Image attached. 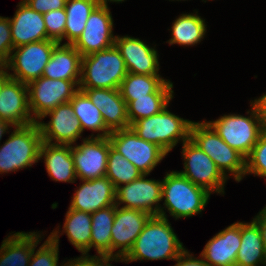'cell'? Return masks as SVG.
I'll return each instance as SVG.
<instances>
[{
    "mask_svg": "<svg viewBox=\"0 0 266 266\" xmlns=\"http://www.w3.org/2000/svg\"><path fill=\"white\" fill-rule=\"evenodd\" d=\"M184 250L168 219L157 215L149 218L123 259L126 263L138 260H175Z\"/></svg>",
    "mask_w": 266,
    "mask_h": 266,
    "instance_id": "cell-1",
    "label": "cell"
},
{
    "mask_svg": "<svg viewBox=\"0 0 266 266\" xmlns=\"http://www.w3.org/2000/svg\"><path fill=\"white\" fill-rule=\"evenodd\" d=\"M210 194L205 188L195 185L179 171H171L162 180V200L159 216L167 218L166 212L175 220L192 217L202 212L207 205Z\"/></svg>",
    "mask_w": 266,
    "mask_h": 266,
    "instance_id": "cell-2",
    "label": "cell"
},
{
    "mask_svg": "<svg viewBox=\"0 0 266 266\" xmlns=\"http://www.w3.org/2000/svg\"><path fill=\"white\" fill-rule=\"evenodd\" d=\"M167 107L158 114L135 121L130 128L138 137L156 144L168 154L180 140L183 144L190 139L193 121L171 113Z\"/></svg>",
    "mask_w": 266,
    "mask_h": 266,
    "instance_id": "cell-3",
    "label": "cell"
},
{
    "mask_svg": "<svg viewBox=\"0 0 266 266\" xmlns=\"http://www.w3.org/2000/svg\"><path fill=\"white\" fill-rule=\"evenodd\" d=\"M128 70L115 45L82 57L79 88L119 89Z\"/></svg>",
    "mask_w": 266,
    "mask_h": 266,
    "instance_id": "cell-4",
    "label": "cell"
},
{
    "mask_svg": "<svg viewBox=\"0 0 266 266\" xmlns=\"http://www.w3.org/2000/svg\"><path fill=\"white\" fill-rule=\"evenodd\" d=\"M190 140L215 162L226 178L229 176L228 172L237 182L243 179L245 157L225 143L207 121L192 123Z\"/></svg>",
    "mask_w": 266,
    "mask_h": 266,
    "instance_id": "cell-5",
    "label": "cell"
},
{
    "mask_svg": "<svg viewBox=\"0 0 266 266\" xmlns=\"http://www.w3.org/2000/svg\"><path fill=\"white\" fill-rule=\"evenodd\" d=\"M42 136L37 122L14 127L9 138L0 145V174L15 172L38 162Z\"/></svg>",
    "mask_w": 266,
    "mask_h": 266,
    "instance_id": "cell-6",
    "label": "cell"
},
{
    "mask_svg": "<svg viewBox=\"0 0 266 266\" xmlns=\"http://www.w3.org/2000/svg\"><path fill=\"white\" fill-rule=\"evenodd\" d=\"M250 116L239 114L223 115L207 122L231 148L245 158L250 154L260 135L265 131L255 107L251 104Z\"/></svg>",
    "mask_w": 266,
    "mask_h": 266,
    "instance_id": "cell-7",
    "label": "cell"
},
{
    "mask_svg": "<svg viewBox=\"0 0 266 266\" xmlns=\"http://www.w3.org/2000/svg\"><path fill=\"white\" fill-rule=\"evenodd\" d=\"M108 138L111 146L145 175H149L167 155L156 144L138 137L131 128L112 131Z\"/></svg>",
    "mask_w": 266,
    "mask_h": 266,
    "instance_id": "cell-8",
    "label": "cell"
},
{
    "mask_svg": "<svg viewBox=\"0 0 266 266\" xmlns=\"http://www.w3.org/2000/svg\"><path fill=\"white\" fill-rule=\"evenodd\" d=\"M57 44L43 40L14 48L7 64V69L13 71L9 72L10 78L25 84L40 78Z\"/></svg>",
    "mask_w": 266,
    "mask_h": 266,
    "instance_id": "cell-9",
    "label": "cell"
},
{
    "mask_svg": "<svg viewBox=\"0 0 266 266\" xmlns=\"http://www.w3.org/2000/svg\"><path fill=\"white\" fill-rule=\"evenodd\" d=\"M182 147L184 170L179 173L209 193L224 194L228 178L217 168L215 162L190 139Z\"/></svg>",
    "mask_w": 266,
    "mask_h": 266,
    "instance_id": "cell-10",
    "label": "cell"
},
{
    "mask_svg": "<svg viewBox=\"0 0 266 266\" xmlns=\"http://www.w3.org/2000/svg\"><path fill=\"white\" fill-rule=\"evenodd\" d=\"M27 86L29 109L36 122L48 111L69 102L79 90V86L74 81L51 79L44 76L32 80Z\"/></svg>",
    "mask_w": 266,
    "mask_h": 266,
    "instance_id": "cell-11",
    "label": "cell"
},
{
    "mask_svg": "<svg viewBox=\"0 0 266 266\" xmlns=\"http://www.w3.org/2000/svg\"><path fill=\"white\" fill-rule=\"evenodd\" d=\"M86 137L81 145L71 146L75 172L80 180L106 176L110 140L108 137Z\"/></svg>",
    "mask_w": 266,
    "mask_h": 266,
    "instance_id": "cell-12",
    "label": "cell"
},
{
    "mask_svg": "<svg viewBox=\"0 0 266 266\" xmlns=\"http://www.w3.org/2000/svg\"><path fill=\"white\" fill-rule=\"evenodd\" d=\"M115 38L109 7L97 5L86 21L83 33L72 45L83 57L113 46Z\"/></svg>",
    "mask_w": 266,
    "mask_h": 266,
    "instance_id": "cell-13",
    "label": "cell"
},
{
    "mask_svg": "<svg viewBox=\"0 0 266 266\" xmlns=\"http://www.w3.org/2000/svg\"><path fill=\"white\" fill-rule=\"evenodd\" d=\"M142 174L138 179L116 188L115 205L121 208L136 209L159 216L162 201V181L146 179Z\"/></svg>",
    "mask_w": 266,
    "mask_h": 266,
    "instance_id": "cell-14",
    "label": "cell"
},
{
    "mask_svg": "<svg viewBox=\"0 0 266 266\" xmlns=\"http://www.w3.org/2000/svg\"><path fill=\"white\" fill-rule=\"evenodd\" d=\"M51 117L48 123L41 120ZM37 121L42 141L51 144L74 145L82 137L83 130L79 119L75 116L70 102L58 105L48 111ZM53 140L55 142H53Z\"/></svg>",
    "mask_w": 266,
    "mask_h": 266,
    "instance_id": "cell-15",
    "label": "cell"
},
{
    "mask_svg": "<svg viewBox=\"0 0 266 266\" xmlns=\"http://www.w3.org/2000/svg\"><path fill=\"white\" fill-rule=\"evenodd\" d=\"M151 216L145 211L115 205L114 223L111 229V256L124 258ZM117 249L119 250L114 252Z\"/></svg>",
    "mask_w": 266,
    "mask_h": 266,
    "instance_id": "cell-16",
    "label": "cell"
},
{
    "mask_svg": "<svg viewBox=\"0 0 266 266\" xmlns=\"http://www.w3.org/2000/svg\"><path fill=\"white\" fill-rule=\"evenodd\" d=\"M0 119L14 127L36 122L29 109L28 86L10 78L0 92Z\"/></svg>",
    "mask_w": 266,
    "mask_h": 266,
    "instance_id": "cell-17",
    "label": "cell"
},
{
    "mask_svg": "<svg viewBox=\"0 0 266 266\" xmlns=\"http://www.w3.org/2000/svg\"><path fill=\"white\" fill-rule=\"evenodd\" d=\"M114 45L120 51L128 72L159 75L158 53L143 40L130 36H116Z\"/></svg>",
    "mask_w": 266,
    "mask_h": 266,
    "instance_id": "cell-18",
    "label": "cell"
},
{
    "mask_svg": "<svg viewBox=\"0 0 266 266\" xmlns=\"http://www.w3.org/2000/svg\"><path fill=\"white\" fill-rule=\"evenodd\" d=\"M81 181L82 185L72 196L70 209L92 214L99 209L115 205L116 188L106 176Z\"/></svg>",
    "mask_w": 266,
    "mask_h": 266,
    "instance_id": "cell-19",
    "label": "cell"
},
{
    "mask_svg": "<svg viewBox=\"0 0 266 266\" xmlns=\"http://www.w3.org/2000/svg\"><path fill=\"white\" fill-rule=\"evenodd\" d=\"M100 110L106 127L112 132L130 128L128 109L119 89L79 88Z\"/></svg>",
    "mask_w": 266,
    "mask_h": 266,
    "instance_id": "cell-20",
    "label": "cell"
},
{
    "mask_svg": "<svg viewBox=\"0 0 266 266\" xmlns=\"http://www.w3.org/2000/svg\"><path fill=\"white\" fill-rule=\"evenodd\" d=\"M240 245L241 222H236L211 238L200 256L209 266L234 265Z\"/></svg>",
    "mask_w": 266,
    "mask_h": 266,
    "instance_id": "cell-21",
    "label": "cell"
},
{
    "mask_svg": "<svg viewBox=\"0 0 266 266\" xmlns=\"http://www.w3.org/2000/svg\"><path fill=\"white\" fill-rule=\"evenodd\" d=\"M13 18H9L14 48L47 40V30L42 13L32 10L20 1Z\"/></svg>",
    "mask_w": 266,
    "mask_h": 266,
    "instance_id": "cell-22",
    "label": "cell"
},
{
    "mask_svg": "<svg viewBox=\"0 0 266 266\" xmlns=\"http://www.w3.org/2000/svg\"><path fill=\"white\" fill-rule=\"evenodd\" d=\"M81 67L82 56L76 48L72 44L58 43L52 51L42 76L74 81L79 86Z\"/></svg>",
    "mask_w": 266,
    "mask_h": 266,
    "instance_id": "cell-23",
    "label": "cell"
},
{
    "mask_svg": "<svg viewBox=\"0 0 266 266\" xmlns=\"http://www.w3.org/2000/svg\"><path fill=\"white\" fill-rule=\"evenodd\" d=\"M42 157L46 171L52 180L75 183L77 176L71 154V145L42 142L39 159Z\"/></svg>",
    "mask_w": 266,
    "mask_h": 266,
    "instance_id": "cell-24",
    "label": "cell"
},
{
    "mask_svg": "<svg viewBox=\"0 0 266 266\" xmlns=\"http://www.w3.org/2000/svg\"><path fill=\"white\" fill-rule=\"evenodd\" d=\"M41 239L39 232L10 234L0 247V266H28L33 249Z\"/></svg>",
    "mask_w": 266,
    "mask_h": 266,
    "instance_id": "cell-25",
    "label": "cell"
},
{
    "mask_svg": "<svg viewBox=\"0 0 266 266\" xmlns=\"http://www.w3.org/2000/svg\"><path fill=\"white\" fill-rule=\"evenodd\" d=\"M266 266V252L258 225L241 222V245L237 253V266Z\"/></svg>",
    "mask_w": 266,
    "mask_h": 266,
    "instance_id": "cell-26",
    "label": "cell"
},
{
    "mask_svg": "<svg viewBox=\"0 0 266 266\" xmlns=\"http://www.w3.org/2000/svg\"><path fill=\"white\" fill-rule=\"evenodd\" d=\"M172 88L173 83L167 80L155 93L132 100L127 105L129 124L160 113L174 97Z\"/></svg>",
    "mask_w": 266,
    "mask_h": 266,
    "instance_id": "cell-27",
    "label": "cell"
},
{
    "mask_svg": "<svg viewBox=\"0 0 266 266\" xmlns=\"http://www.w3.org/2000/svg\"><path fill=\"white\" fill-rule=\"evenodd\" d=\"M62 232L67 234L70 243L82 253L88 255L91 239V214L68 208Z\"/></svg>",
    "mask_w": 266,
    "mask_h": 266,
    "instance_id": "cell-28",
    "label": "cell"
},
{
    "mask_svg": "<svg viewBox=\"0 0 266 266\" xmlns=\"http://www.w3.org/2000/svg\"><path fill=\"white\" fill-rule=\"evenodd\" d=\"M196 11L189 14H181L172 25V38L167 43L192 46L201 42L206 33L205 19L201 18Z\"/></svg>",
    "mask_w": 266,
    "mask_h": 266,
    "instance_id": "cell-29",
    "label": "cell"
},
{
    "mask_svg": "<svg viewBox=\"0 0 266 266\" xmlns=\"http://www.w3.org/2000/svg\"><path fill=\"white\" fill-rule=\"evenodd\" d=\"M69 102L83 131L86 128L98 132L95 137H108L110 135L111 131L106 127L100 110L82 90L79 89Z\"/></svg>",
    "mask_w": 266,
    "mask_h": 266,
    "instance_id": "cell-30",
    "label": "cell"
},
{
    "mask_svg": "<svg viewBox=\"0 0 266 266\" xmlns=\"http://www.w3.org/2000/svg\"><path fill=\"white\" fill-rule=\"evenodd\" d=\"M115 205L99 209L91 214L90 249L94 247L97 255L111 256V229L114 223Z\"/></svg>",
    "mask_w": 266,
    "mask_h": 266,
    "instance_id": "cell-31",
    "label": "cell"
},
{
    "mask_svg": "<svg viewBox=\"0 0 266 266\" xmlns=\"http://www.w3.org/2000/svg\"><path fill=\"white\" fill-rule=\"evenodd\" d=\"M97 5L96 0H67L64 39L68 41L65 44H73L83 33L86 21Z\"/></svg>",
    "mask_w": 266,
    "mask_h": 266,
    "instance_id": "cell-32",
    "label": "cell"
},
{
    "mask_svg": "<svg viewBox=\"0 0 266 266\" xmlns=\"http://www.w3.org/2000/svg\"><path fill=\"white\" fill-rule=\"evenodd\" d=\"M166 79L161 75H143L128 72L120 84L119 91L121 97L128 105L136 98L147 97L148 94L155 93Z\"/></svg>",
    "mask_w": 266,
    "mask_h": 266,
    "instance_id": "cell-33",
    "label": "cell"
},
{
    "mask_svg": "<svg viewBox=\"0 0 266 266\" xmlns=\"http://www.w3.org/2000/svg\"><path fill=\"white\" fill-rule=\"evenodd\" d=\"M142 173L124 156L116 151L110 143L106 177L113 183L115 188L121 184H127L138 179Z\"/></svg>",
    "mask_w": 266,
    "mask_h": 266,
    "instance_id": "cell-34",
    "label": "cell"
},
{
    "mask_svg": "<svg viewBox=\"0 0 266 266\" xmlns=\"http://www.w3.org/2000/svg\"><path fill=\"white\" fill-rule=\"evenodd\" d=\"M59 231L53 230L39 247L35 253L36 247L33 249V253L28 266H58L59 260ZM61 266H66V263Z\"/></svg>",
    "mask_w": 266,
    "mask_h": 266,
    "instance_id": "cell-35",
    "label": "cell"
},
{
    "mask_svg": "<svg viewBox=\"0 0 266 266\" xmlns=\"http://www.w3.org/2000/svg\"><path fill=\"white\" fill-rule=\"evenodd\" d=\"M250 173L266 177V130L260 135L258 142L245 158V176Z\"/></svg>",
    "mask_w": 266,
    "mask_h": 266,
    "instance_id": "cell-36",
    "label": "cell"
},
{
    "mask_svg": "<svg viewBox=\"0 0 266 266\" xmlns=\"http://www.w3.org/2000/svg\"><path fill=\"white\" fill-rule=\"evenodd\" d=\"M43 18L47 30V40L62 43L66 26L65 8L44 13Z\"/></svg>",
    "mask_w": 266,
    "mask_h": 266,
    "instance_id": "cell-37",
    "label": "cell"
},
{
    "mask_svg": "<svg viewBox=\"0 0 266 266\" xmlns=\"http://www.w3.org/2000/svg\"><path fill=\"white\" fill-rule=\"evenodd\" d=\"M13 49L10 20L0 16V67H7Z\"/></svg>",
    "mask_w": 266,
    "mask_h": 266,
    "instance_id": "cell-38",
    "label": "cell"
},
{
    "mask_svg": "<svg viewBox=\"0 0 266 266\" xmlns=\"http://www.w3.org/2000/svg\"><path fill=\"white\" fill-rule=\"evenodd\" d=\"M125 262L122 257L110 256V255H83L81 257L69 259L66 266H111L110 261Z\"/></svg>",
    "mask_w": 266,
    "mask_h": 266,
    "instance_id": "cell-39",
    "label": "cell"
},
{
    "mask_svg": "<svg viewBox=\"0 0 266 266\" xmlns=\"http://www.w3.org/2000/svg\"><path fill=\"white\" fill-rule=\"evenodd\" d=\"M32 10L38 13H47L52 10H60L65 8L67 0H22Z\"/></svg>",
    "mask_w": 266,
    "mask_h": 266,
    "instance_id": "cell-40",
    "label": "cell"
},
{
    "mask_svg": "<svg viewBox=\"0 0 266 266\" xmlns=\"http://www.w3.org/2000/svg\"><path fill=\"white\" fill-rule=\"evenodd\" d=\"M177 263L174 266H209L203 258H195L188 250H184L176 259Z\"/></svg>",
    "mask_w": 266,
    "mask_h": 266,
    "instance_id": "cell-41",
    "label": "cell"
},
{
    "mask_svg": "<svg viewBox=\"0 0 266 266\" xmlns=\"http://www.w3.org/2000/svg\"><path fill=\"white\" fill-rule=\"evenodd\" d=\"M251 104L255 107L263 128L266 130V94L252 100Z\"/></svg>",
    "mask_w": 266,
    "mask_h": 266,
    "instance_id": "cell-42",
    "label": "cell"
},
{
    "mask_svg": "<svg viewBox=\"0 0 266 266\" xmlns=\"http://www.w3.org/2000/svg\"><path fill=\"white\" fill-rule=\"evenodd\" d=\"M253 221L258 225V228L261 233L262 241L264 244L266 252V209L263 208L256 216L253 218Z\"/></svg>",
    "mask_w": 266,
    "mask_h": 266,
    "instance_id": "cell-43",
    "label": "cell"
},
{
    "mask_svg": "<svg viewBox=\"0 0 266 266\" xmlns=\"http://www.w3.org/2000/svg\"><path fill=\"white\" fill-rule=\"evenodd\" d=\"M10 79L7 67H0V92L3 85Z\"/></svg>",
    "mask_w": 266,
    "mask_h": 266,
    "instance_id": "cell-44",
    "label": "cell"
},
{
    "mask_svg": "<svg viewBox=\"0 0 266 266\" xmlns=\"http://www.w3.org/2000/svg\"><path fill=\"white\" fill-rule=\"evenodd\" d=\"M10 127H11V128H14L10 123H7V122L2 121V120L0 119V141H1V139H2V135L5 134V133H7V132H9L8 129H9ZM6 130H7V131H6Z\"/></svg>",
    "mask_w": 266,
    "mask_h": 266,
    "instance_id": "cell-45",
    "label": "cell"
},
{
    "mask_svg": "<svg viewBox=\"0 0 266 266\" xmlns=\"http://www.w3.org/2000/svg\"><path fill=\"white\" fill-rule=\"evenodd\" d=\"M98 5L108 6V2H124V0H96Z\"/></svg>",
    "mask_w": 266,
    "mask_h": 266,
    "instance_id": "cell-46",
    "label": "cell"
}]
</instances>
